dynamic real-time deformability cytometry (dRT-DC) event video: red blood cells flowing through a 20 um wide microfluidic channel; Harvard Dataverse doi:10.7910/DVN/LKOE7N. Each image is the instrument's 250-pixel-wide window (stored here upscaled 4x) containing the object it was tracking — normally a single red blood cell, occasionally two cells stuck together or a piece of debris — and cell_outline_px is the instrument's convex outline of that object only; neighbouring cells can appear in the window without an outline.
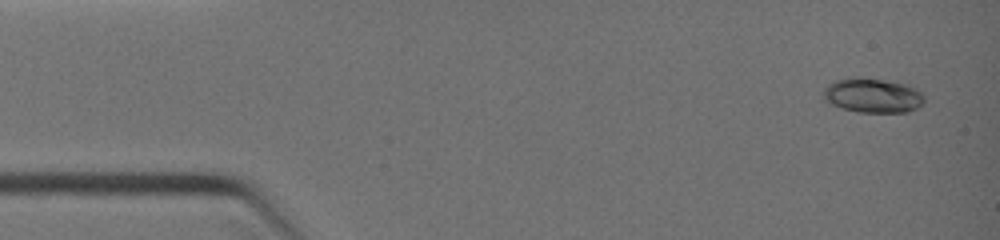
{"species": "common noctule bat (a hibernating species)", "species_latin": "Nyctalus noctula", "temperature_condition": "warm", "stored_images_in_passage": 8, "camera_frame_rate_fps": 3000, "um_per_image_px": 0.085, "animal": {"sex": "female", "body_mass_g": 19.0, "forearm_length_mm": 51.5}, "frame": {"image": 1, "passage_image": 1, "time_ms": 0.0, "image_size_px": [1000, 240], "cell_outline_px": [[924, 100], [916, 108], [908, 112], [856, 112], [840, 108], [824, 100], [824, 88], [828, 84], [836, 80], [848, 76], [860, 76], [908, 84], [916, 88], [924, 96]], "centroid_in_image_um": [74.15, 8.09], "position_along_channel_um": 10.9, "area_um2": 20.58}}
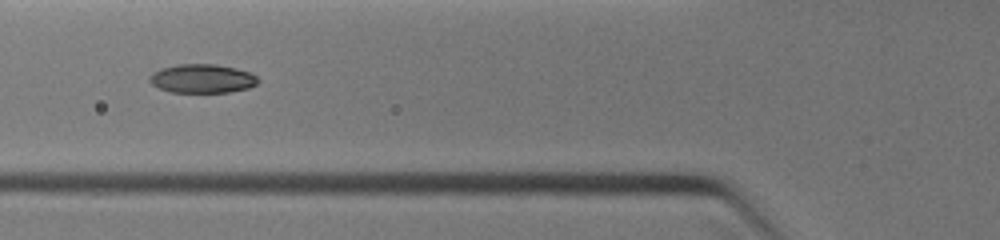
{"frame": {"image": 2, "passage_image": 6, "time_ms": 4.0, "image_size_px": [1000, 240], "cell_outline_px": [[260, 80], [256, 84], [248, 88], [228, 92], [172, 92], [160, 88], [152, 84], [148, 80], [148, 76], [152, 72], [160, 68], [176, 64], [216, 64], [236, 68], [252, 72]], "centroid_in_image_um": [17.18, 6.66], "position_along_channel_um": 108.6, "area_um2": 18.38}}
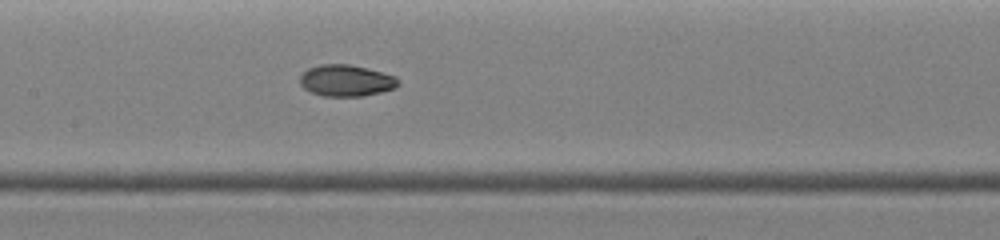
{"frame": {"image": 3, "passage_image": 8, "time_ms": 5.333, "image_size_px": [1000, 240], "cell_outline_px": [[400, 84], [396, 88], [364, 96], [324, 96], [312, 92], [304, 88], [300, 84], [300, 76], [308, 68], [320, 64], [348, 64], [368, 68], [384, 72], [396, 76], [400, 80]], "centroid_in_image_um": [29.47, 6.84], "position_along_channel_um": 177.9, "area_um2": 18.21}}